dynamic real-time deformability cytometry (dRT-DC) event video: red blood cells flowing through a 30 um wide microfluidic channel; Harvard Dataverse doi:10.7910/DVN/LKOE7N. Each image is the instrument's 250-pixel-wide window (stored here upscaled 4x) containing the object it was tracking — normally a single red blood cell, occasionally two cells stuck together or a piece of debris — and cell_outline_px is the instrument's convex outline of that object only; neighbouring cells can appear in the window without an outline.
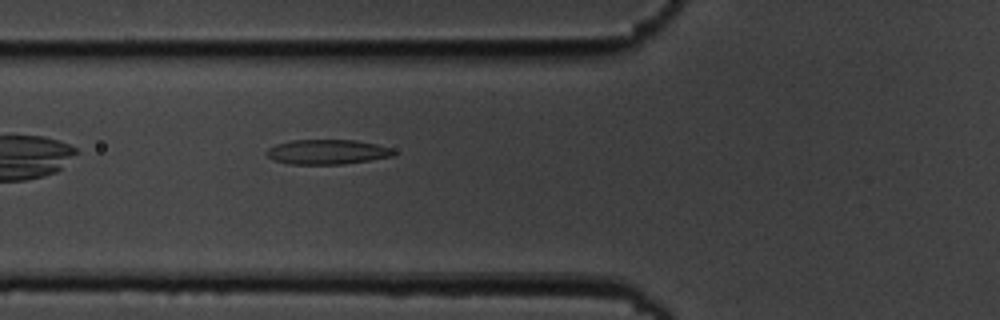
{"species": "common noctule bat (a hibernating species)", "species_latin": "Nyctalus noctula", "temperature_condition": "cold", "stored_images_in_passage": 7, "camera_frame_rate_fps": 3000, "um_per_image_px": 0.085, "animal": {"sex": "male", "body_mass_g": 19.5, "forearm_length_mm": 54.6}, "frame": {"image": 1, "passage_image": 7, "time_ms": 6.667, "image_size_px": [1000, 320], "cell_outline_px": [[396, 156], [340, 164], [288, 164], [272, 160], [264, 152], [268, 148], [276, 144], [292, 140], [356, 140], [376, 144], [392, 148], [396, 152]], "centroid_in_image_um": [27.8, 12.91], "position_along_channel_um": 98.0, "area_um2": 18.44}}